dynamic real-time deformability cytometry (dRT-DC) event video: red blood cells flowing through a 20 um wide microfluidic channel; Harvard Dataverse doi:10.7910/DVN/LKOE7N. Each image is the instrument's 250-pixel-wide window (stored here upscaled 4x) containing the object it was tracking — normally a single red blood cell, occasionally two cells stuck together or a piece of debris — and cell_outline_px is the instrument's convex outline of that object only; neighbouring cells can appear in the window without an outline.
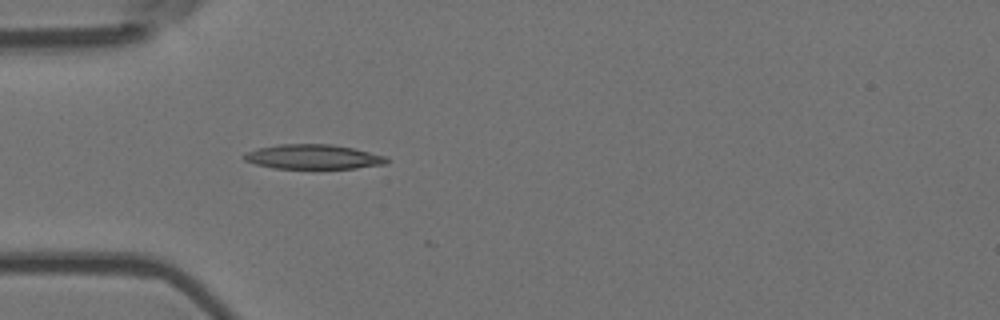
{"species": "Egyptian fruit bat (a non-hibernating species)", "species_latin": "Rousettus aegyptiacus", "temperature_condition": "room temperature", "stored_images_in_passage": 5, "camera_frame_rate_fps": 3000, "um_per_image_px": 0.085, "animal": {"sex": "female"}, "frame": {"image": 1, "passage_image": 5, "time_ms": 1.333, "image_size_px": [1000, 320], "cell_outline_px": [[388, 164], [356, 168], [272, 168], [256, 164], [244, 160], [240, 156], [244, 152], [260, 148], [280, 144], [332, 144], [352, 148], [388, 156]], "centroid_in_image_um": [26.62, 13.33], "position_along_channel_um": 58.4, "area_um2": 20.52}}